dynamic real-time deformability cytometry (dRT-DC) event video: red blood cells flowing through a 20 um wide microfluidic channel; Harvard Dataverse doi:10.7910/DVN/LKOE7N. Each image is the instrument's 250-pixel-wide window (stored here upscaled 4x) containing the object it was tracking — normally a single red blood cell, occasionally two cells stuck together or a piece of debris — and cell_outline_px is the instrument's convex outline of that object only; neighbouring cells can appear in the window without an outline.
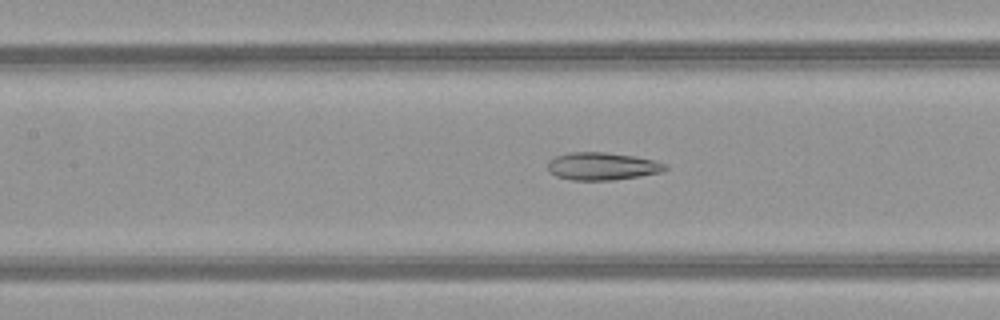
{"species": "common noctule bat (a hibernating species)", "species_latin": "Nyctalus noctula", "temperature_condition": "warm", "stored_images_in_passage": 52, "camera_frame_rate_fps": 3000, "um_per_image_px": 0.085, "animal": {"sex": "female", "body_mass_g": 21.9}, "frame": {"image": 1, "passage_image": 24, "time_ms": 7.667, "image_size_px": [1000, 320], "cell_outline_px": [[668, 168], [660, 172], [640, 176], [612, 180], [572, 180], [556, 176], [548, 172], [548, 160], [556, 156], [568, 152], [604, 152], [636, 156], [656, 160], [668, 164]], "centroid_in_image_um": [51.19, 14.12], "position_along_channel_um": 156.2, "area_um2": 19.13}}
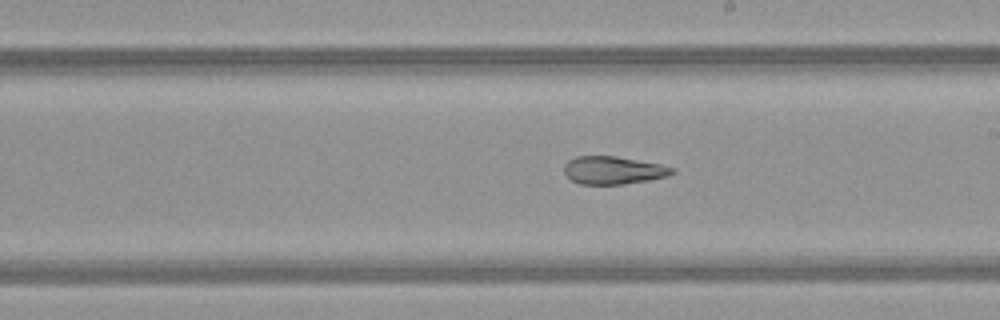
{"frame": {"image": 2, "passage_image": 30, "time_ms": 9.667, "image_size_px": [1000, 320], "cell_outline_px": [[676, 172], [668, 176], [648, 180], [624, 184], [580, 184], [568, 180], [564, 176], [564, 164], [568, 160], [576, 156], [616, 156], [660, 164], [676, 168]], "centroid_in_image_um": [52.1, 14.47], "position_along_channel_um": 236.9, "area_um2": 17.8}}
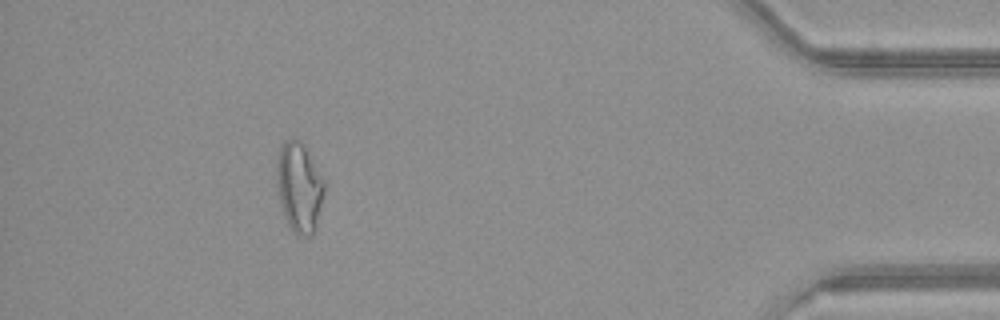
{"frame": {"image": 3, "passage_image": 47, "time_ms": 15.333, "image_size_px": [1000, 320], "cell_outline_px": [[324, 192], [316, 228], [312, 236], [304, 236], [296, 232], [288, 224], [284, 216], [280, 200], [276, 176], [276, 172], [280, 148], [292, 136], [296, 136], [300, 140], [324, 180]], "centroid_in_image_um": [25.44, 15.92], "position_along_channel_um": 409.8, "area_um2": 24.39}, "authors_computed_cell_mechanics": {"area_um2": 23.3801, "velocity_mm_per_s": 4.0448, "shape_relaxation_time_tau1_ms": null, "shape_relaxation_time_tau2_ms": 2.5653, "deformation_change_tau1": null, "deformation_change_tau2": 0.1221}}